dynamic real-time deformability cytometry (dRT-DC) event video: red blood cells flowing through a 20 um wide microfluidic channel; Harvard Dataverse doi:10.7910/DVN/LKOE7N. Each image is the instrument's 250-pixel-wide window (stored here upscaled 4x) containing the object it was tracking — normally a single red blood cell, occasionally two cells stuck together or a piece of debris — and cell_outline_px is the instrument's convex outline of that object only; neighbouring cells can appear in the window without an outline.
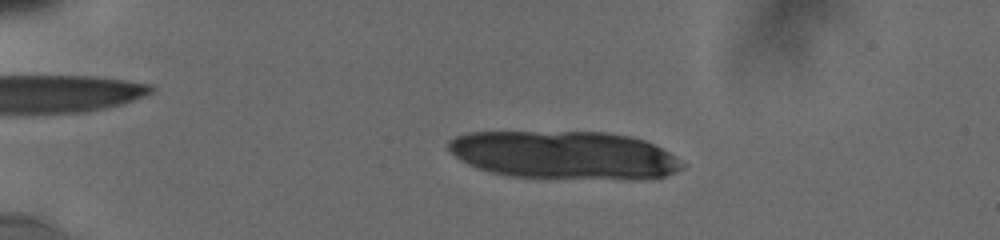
{"species": "human", "species_latin": "Homo sapiens", "temperature_condition": "cold", "stored_images_in_passage": 28, "camera_frame_rate_fps": 3000, "um_per_image_px": 0.085, "donor": {"sex": "male"}, "frame": {"image": 1, "passage_image": 15, "time_ms": 3.333, "image_size_px": [1000, 240], "cell_outline_px": [[684, 168], [676, 172], [664, 176], [644, 180], [640, 180], [508, 176], [476, 168], [460, 160], [448, 148], [448, 140], [456, 136], [468, 132], [608, 132], [632, 136], [644, 140], [668, 152], [684, 164]], "centroid_in_image_um": [47.98, 13.18], "position_along_channel_um": 37.0, "area_um2": 65.78}}